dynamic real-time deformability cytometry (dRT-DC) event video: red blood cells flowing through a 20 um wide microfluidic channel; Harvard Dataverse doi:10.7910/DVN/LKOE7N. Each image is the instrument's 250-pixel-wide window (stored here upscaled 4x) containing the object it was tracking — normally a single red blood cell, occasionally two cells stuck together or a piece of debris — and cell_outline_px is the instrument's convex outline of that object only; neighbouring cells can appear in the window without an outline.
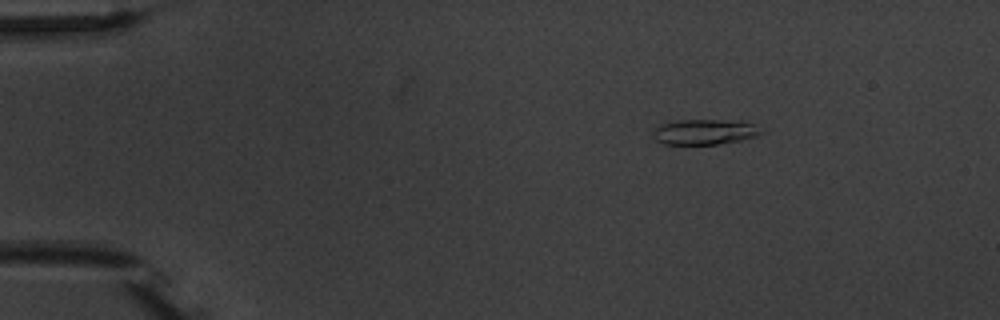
{"species": "common noctule bat (a hibernating species)", "species_latin": "Nyctalus noctula", "temperature_condition": "warm", "stored_images_in_passage": 6, "camera_frame_rate_fps": 3000, "um_per_image_px": 0.085, "animal": {"sex": "male", "body_mass_g": 20.1, "forearm_length_mm": 53.5}, "frame": {"image": 1, "passage_image": 1, "time_ms": 0.0, "image_size_px": [1000, 320], "cell_outline_px": [[764, 132], [756, 136], [740, 140], [716, 144], [664, 144], [656, 140], [652, 136], [652, 132], [660, 124], [680, 120], [740, 120], [756, 124], [764, 128]], "centroid_in_image_um": [59.95, 11.2], "position_along_channel_um": 25.0, "area_um2": 16.18}}
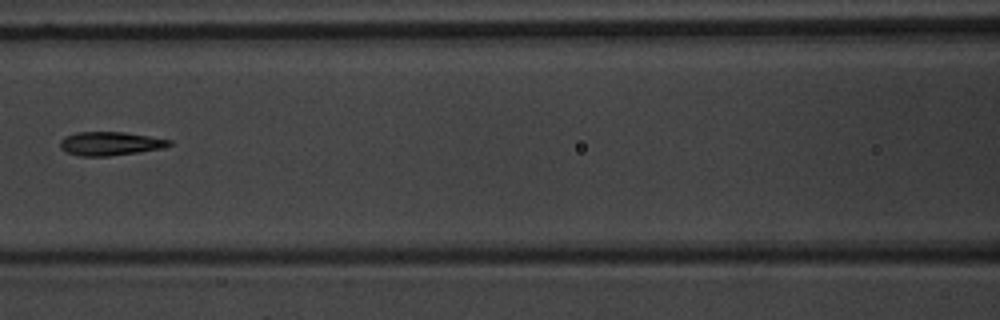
{"frame": {"image": 2, "passage_image": 5, "time_ms": 5.667, "image_size_px": [1000, 320], "cell_outline_px": [[172, 144], [164, 148], [108, 156], [80, 156], [68, 152], [60, 148], [60, 140], [64, 136], [76, 132], [124, 132], [172, 140]], "centroid_in_image_um": [9.35, 12.2], "position_along_channel_um": 157.2, "area_um2": 14.97}}
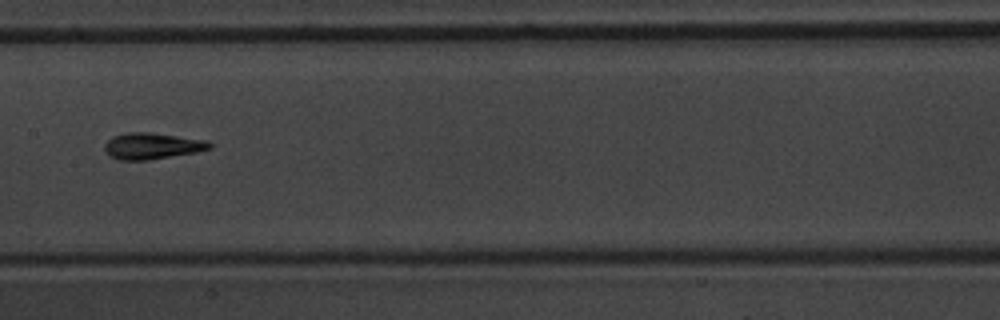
{"frame": {"image": 3, "passage_image": 6, "time_ms": 6.667, "image_size_px": [1000, 320], "cell_outline_px": [[212, 148], [196, 152], [148, 160], [120, 160], [112, 156], [104, 148], [104, 144], [112, 136], [124, 132], [148, 132], [208, 140], [212, 144]], "centroid_in_image_um": [12.94, 12.39], "position_along_channel_um": 194.5, "area_um2": 16.07}}